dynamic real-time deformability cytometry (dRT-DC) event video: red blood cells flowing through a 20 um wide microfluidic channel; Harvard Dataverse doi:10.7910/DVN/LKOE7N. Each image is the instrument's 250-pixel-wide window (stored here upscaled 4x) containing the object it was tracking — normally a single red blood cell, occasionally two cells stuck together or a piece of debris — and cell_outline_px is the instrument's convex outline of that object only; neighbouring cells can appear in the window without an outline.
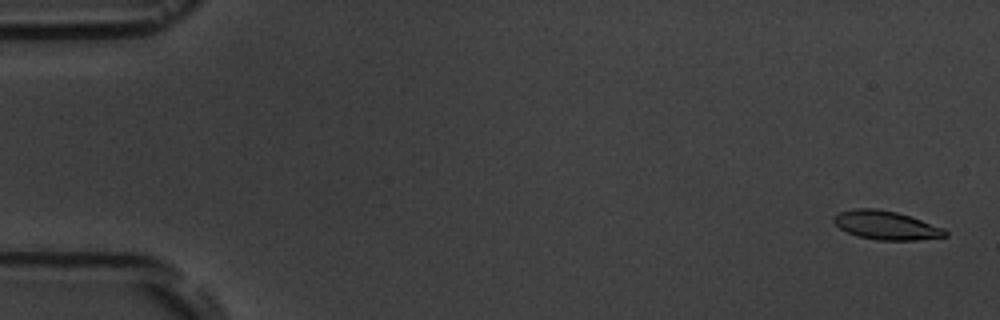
{"species": "common noctule bat (a hibernating species)", "species_latin": "Nyctalus noctula", "temperature_condition": "room temperature", "stored_images_in_passage": 6, "camera_frame_rate_fps": 3000, "um_per_image_px": 0.085, "animal": {"sex": "male", "body_mass_g": 19.5, "forearm_length_mm": 54.6}, "frame": {"image": 1, "passage_image": 1, "time_ms": 0.0, "image_size_px": [1000, 320], "cell_outline_px": [[948, 236], [916, 240], [876, 240], [856, 236], [840, 228], [832, 220], [832, 216], [840, 212], [856, 208], [876, 208], [896, 212], [944, 228], [948, 232]], "centroid_in_image_um": [75.3, 19.15], "position_along_channel_um": 9.7, "area_um2": 18.55}}
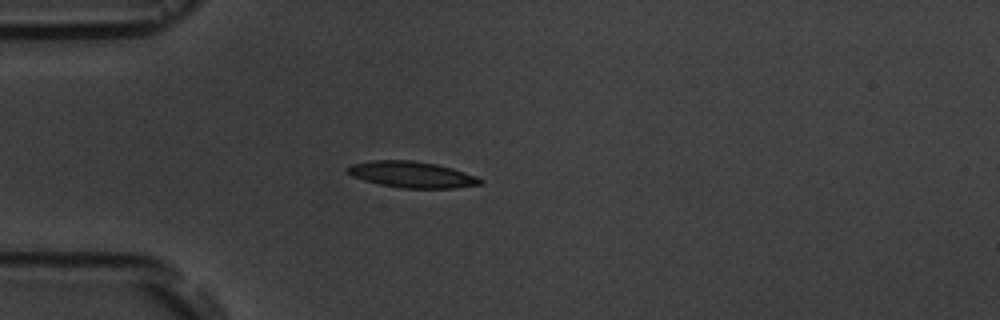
{"frame": {"image": 2, "passage_image": 5, "time_ms": 4.667, "image_size_px": [1000, 320], "cell_outline_px": [[484, 184], [456, 188], [400, 188], [380, 184], [364, 180], [352, 176], [348, 172], [348, 168], [352, 164], [372, 160], [412, 160], [436, 164], [452, 168], [476, 176], [484, 180]], "centroid_in_image_um": [35.06, 14.84], "position_along_channel_um": 49.9, "area_um2": 20.23}}